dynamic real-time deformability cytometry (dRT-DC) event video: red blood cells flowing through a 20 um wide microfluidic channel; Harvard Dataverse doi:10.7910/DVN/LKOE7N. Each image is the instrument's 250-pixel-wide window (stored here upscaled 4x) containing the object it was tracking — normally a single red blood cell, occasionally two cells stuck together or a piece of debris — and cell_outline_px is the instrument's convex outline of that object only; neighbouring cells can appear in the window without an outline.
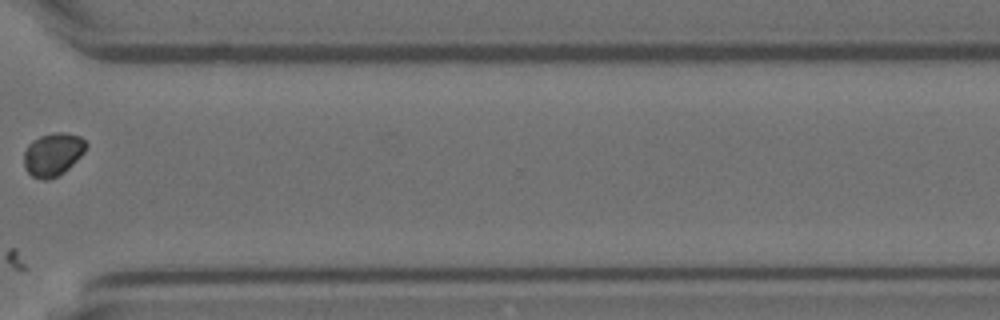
{"species": "Egyptian fruit bat (a non-hibernating species)", "species_latin": "Rousettus aegyptiacus", "temperature_condition": "room temperature", "stored_images_in_passage": 12, "camera_frame_rate_fps": 3000, "um_per_image_px": 0.085, "animal": {"sex": "female"}, "frame": {"image": 1, "passage_image": 10, "time_ms": 3.0, "image_size_px": [1000, 320], "cell_outline_px": [[88, 144], [84, 152], [64, 172], [48, 180], [44, 180], [32, 176], [24, 168], [24, 152], [28, 144], [32, 140], [40, 136], [52, 132], [64, 132], [80, 136]], "centroid_in_image_um": [4.48, 13.1], "position_along_channel_um": 366.1, "area_um2": 15.61}}
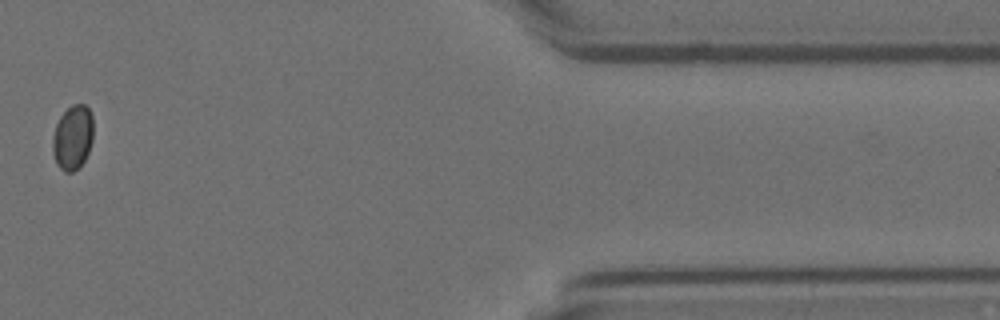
{"frame": {"image": 2, "passage_image": 11, "time_ms": 3.333, "image_size_px": [1000, 320], "cell_outline_px": [[92, 140], [88, 152], [84, 160], [72, 172], [64, 172], [56, 164], [52, 152], [52, 136], [56, 124], [60, 116], [72, 104], [84, 104], [88, 108], [92, 116]], "centroid_in_image_um": [6.15, 11.68], "position_along_channel_um": 405.2, "area_um2": 15.26}}